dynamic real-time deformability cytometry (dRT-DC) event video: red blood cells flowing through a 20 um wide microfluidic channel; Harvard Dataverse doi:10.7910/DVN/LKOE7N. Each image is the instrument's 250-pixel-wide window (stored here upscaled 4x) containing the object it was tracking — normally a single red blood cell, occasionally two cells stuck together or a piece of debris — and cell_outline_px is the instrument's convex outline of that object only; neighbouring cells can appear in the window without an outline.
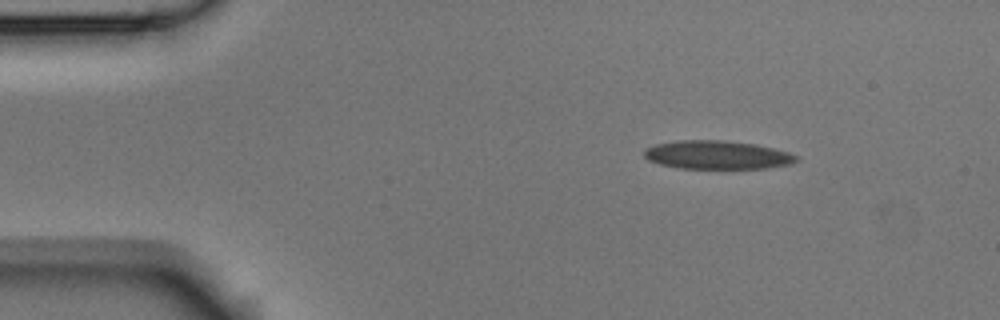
{"species": "Egyptian fruit bat (a non-hibernating species)", "species_latin": "Rousettus aegyptiacus", "temperature_condition": "room temperature", "stored_images_in_passage": 2, "camera_frame_rate_fps": 3000, "um_per_image_px": 0.085, "animal": {"sex": "male"}, "frame": {"image": 1, "passage_image": 1, "time_ms": 0.0, "image_size_px": [1000, 320], "cell_outline_px": [[800, 160], [792, 164], [768, 168], [676, 168], [660, 164], [648, 160], [644, 156], [644, 148], [656, 144], [676, 140], [728, 140], [756, 144], [788, 152], [796, 156]], "centroid_in_image_um": [60.95, 13.16], "position_along_channel_um": 24.0, "area_um2": 25.43}}